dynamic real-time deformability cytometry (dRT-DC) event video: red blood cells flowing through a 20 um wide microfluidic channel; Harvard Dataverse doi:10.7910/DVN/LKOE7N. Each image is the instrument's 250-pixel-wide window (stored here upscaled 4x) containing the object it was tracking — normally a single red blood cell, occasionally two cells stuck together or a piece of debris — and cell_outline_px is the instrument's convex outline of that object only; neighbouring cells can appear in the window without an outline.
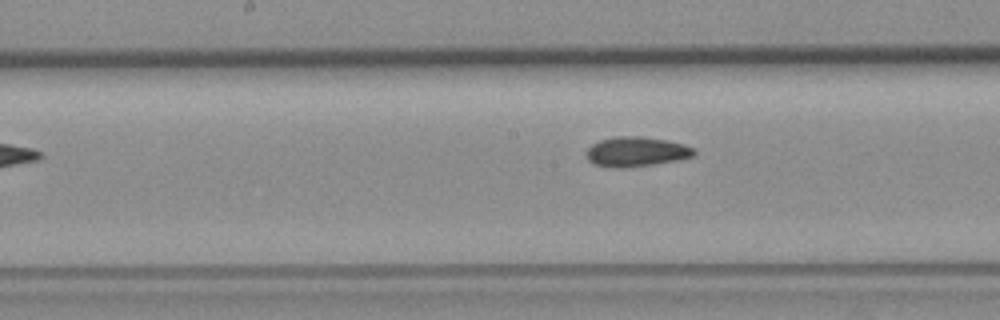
{"species": "common noctule bat (a hibernating species)", "species_latin": "Nyctalus noctula", "temperature_condition": "room temperature", "stored_images_in_passage": 6, "camera_frame_rate_fps": 3000, "um_per_image_px": 0.085, "animal": {"sex": "female", "body_mass_g": 19.3, "forearm_length_mm": 54.1}, "frame": {"image": 1, "passage_image": 6, "time_ms": 6.0, "image_size_px": [1000, 320], "cell_outline_px": [[696, 152], [692, 156], [676, 160], [652, 164], [624, 168], [616, 168], [592, 164], [588, 160], [588, 148], [592, 144], [600, 140], [616, 136], [640, 136], [668, 140], [684, 144], [692, 148]], "centroid_in_image_um": [54.06, 12.89], "position_along_channel_um": 194.1, "area_um2": 18.5}}